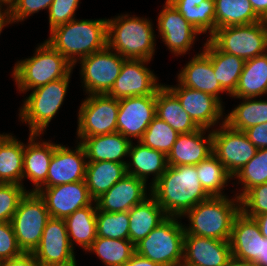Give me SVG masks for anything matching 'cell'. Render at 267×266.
I'll use <instances>...</instances> for the list:
<instances>
[{"mask_svg": "<svg viewBox=\"0 0 267 266\" xmlns=\"http://www.w3.org/2000/svg\"><path fill=\"white\" fill-rule=\"evenodd\" d=\"M168 216L182 217L210 196L201 186L196 165H168L150 187V194Z\"/></svg>", "mask_w": 267, "mask_h": 266, "instance_id": "obj_1", "label": "cell"}, {"mask_svg": "<svg viewBox=\"0 0 267 266\" xmlns=\"http://www.w3.org/2000/svg\"><path fill=\"white\" fill-rule=\"evenodd\" d=\"M50 31L47 41L74 67L77 61L107 46V19H74Z\"/></svg>", "mask_w": 267, "mask_h": 266, "instance_id": "obj_2", "label": "cell"}, {"mask_svg": "<svg viewBox=\"0 0 267 266\" xmlns=\"http://www.w3.org/2000/svg\"><path fill=\"white\" fill-rule=\"evenodd\" d=\"M241 211V201L236 196H211L201 201L182 217L187 216L189 227L184 225L185 234L230 241L235 217Z\"/></svg>", "mask_w": 267, "mask_h": 266, "instance_id": "obj_3", "label": "cell"}, {"mask_svg": "<svg viewBox=\"0 0 267 266\" xmlns=\"http://www.w3.org/2000/svg\"><path fill=\"white\" fill-rule=\"evenodd\" d=\"M155 34L149 19L128 14L107 19V46L125 59L151 61Z\"/></svg>", "mask_w": 267, "mask_h": 266, "instance_id": "obj_4", "label": "cell"}, {"mask_svg": "<svg viewBox=\"0 0 267 266\" xmlns=\"http://www.w3.org/2000/svg\"><path fill=\"white\" fill-rule=\"evenodd\" d=\"M72 64L47 41L36 47L32 57L17 61L12 76L22 93L66 77Z\"/></svg>", "mask_w": 267, "mask_h": 266, "instance_id": "obj_5", "label": "cell"}, {"mask_svg": "<svg viewBox=\"0 0 267 266\" xmlns=\"http://www.w3.org/2000/svg\"><path fill=\"white\" fill-rule=\"evenodd\" d=\"M179 218L168 216L146 238L135 244V252L161 266L182 264L185 229L183 223L178 222Z\"/></svg>", "mask_w": 267, "mask_h": 266, "instance_id": "obj_6", "label": "cell"}, {"mask_svg": "<svg viewBox=\"0 0 267 266\" xmlns=\"http://www.w3.org/2000/svg\"><path fill=\"white\" fill-rule=\"evenodd\" d=\"M70 72L66 77L32 89L20 108L19 118L29 125L30 133L43 134L66 96Z\"/></svg>", "mask_w": 267, "mask_h": 266, "instance_id": "obj_7", "label": "cell"}, {"mask_svg": "<svg viewBox=\"0 0 267 266\" xmlns=\"http://www.w3.org/2000/svg\"><path fill=\"white\" fill-rule=\"evenodd\" d=\"M209 39L225 53L253 59L267 52V21L218 28Z\"/></svg>", "mask_w": 267, "mask_h": 266, "instance_id": "obj_8", "label": "cell"}, {"mask_svg": "<svg viewBox=\"0 0 267 266\" xmlns=\"http://www.w3.org/2000/svg\"><path fill=\"white\" fill-rule=\"evenodd\" d=\"M50 218L44 200L38 193L28 190L10 221L23 252H33L39 245L44 227Z\"/></svg>", "mask_w": 267, "mask_h": 266, "instance_id": "obj_9", "label": "cell"}, {"mask_svg": "<svg viewBox=\"0 0 267 266\" xmlns=\"http://www.w3.org/2000/svg\"><path fill=\"white\" fill-rule=\"evenodd\" d=\"M119 99L108 94H92L84 99L78 112V137L117 132Z\"/></svg>", "mask_w": 267, "mask_h": 266, "instance_id": "obj_10", "label": "cell"}, {"mask_svg": "<svg viewBox=\"0 0 267 266\" xmlns=\"http://www.w3.org/2000/svg\"><path fill=\"white\" fill-rule=\"evenodd\" d=\"M125 60L108 46L80 59V74L86 94H108Z\"/></svg>", "mask_w": 267, "mask_h": 266, "instance_id": "obj_11", "label": "cell"}, {"mask_svg": "<svg viewBox=\"0 0 267 266\" xmlns=\"http://www.w3.org/2000/svg\"><path fill=\"white\" fill-rule=\"evenodd\" d=\"M220 128L212 130V151L227 172L234 176L256 154L257 148L244 131H238L220 123Z\"/></svg>", "mask_w": 267, "mask_h": 266, "instance_id": "obj_12", "label": "cell"}, {"mask_svg": "<svg viewBox=\"0 0 267 266\" xmlns=\"http://www.w3.org/2000/svg\"><path fill=\"white\" fill-rule=\"evenodd\" d=\"M32 253L39 266H72L77 262L64 219L47 221L40 243Z\"/></svg>", "mask_w": 267, "mask_h": 266, "instance_id": "obj_13", "label": "cell"}, {"mask_svg": "<svg viewBox=\"0 0 267 266\" xmlns=\"http://www.w3.org/2000/svg\"><path fill=\"white\" fill-rule=\"evenodd\" d=\"M149 62L144 59H126L108 95L115 99L156 95L162 84L158 83V77L145 66Z\"/></svg>", "mask_w": 267, "mask_h": 266, "instance_id": "obj_14", "label": "cell"}, {"mask_svg": "<svg viewBox=\"0 0 267 266\" xmlns=\"http://www.w3.org/2000/svg\"><path fill=\"white\" fill-rule=\"evenodd\" d=\"M36 193L44 200L51 218L64 219L76 210L95 202L85 180L53 187H40Z\"/></svg>", "mask_w": 267, "mask_h": 266, "instance_id": "obj_15", "label": "cell"}, {"mask_svg": "<svg viewBox=\"0 0 267 266\" xmlns=\"http://www.w3.org/2000/svg\"><path fill=\"white\" fill-rule=\"evenodd\" d=\"M156 116V95L133 96L119 99L117 132L131 140L142 138Z\"/></svg>", "mask_w": 267, "mask_h": 266, "instance_id": "obj_16", "label": "cell"}, {"mask_svg": "<svg viewBox=\"0 0 267 266\" xmlns=\"http://www.w3.org/2000/svg\"><path fill=\"white\" fill-rule=\"evenodd\" d=\"M166 87L178 98L183 109L199 128L209 130L219 123L220 118L223 120V104L217 98L205 92L184 87L180 83L178 86L166 85Z\"/></svg>", "mask_w": 267, "mask_h": 266, "instance_id": "obj_17", "label": "cell"}, {"mask_svg": "<svg viewBox=\"0 0 267 266\" xmlns=\"http://www.w3.org/2000/svg\"><path fill=\"white\" fill-rule=\"evenodd\" d=\"M86 159L84 147L80 142H78L74 150L61 144H55L46 182L41 187H53L84 181L87 165Z\"/></svg>", "mask_w": 267, "mask_h": 266, "instance_id": "obj_18", "label": "cell"}, {"mask_svg": "<svg viewBox=\"0 0 267 266\" xmlns=\"http://www.w3.org/2000/svg\"><path fill=\"white\" fill-rule=\"evenodd\" d=\"M157 22L162 41L177 56L187 53L192 48L196 35L200 34L168 0L165 1Z\"/></svg>", "mask_w": 267, "mask_h": 266, "instance_id": "obj_19", "label": "cell"}, {"mask_svg": "<svg viewBox=\"0 0 267 266\" xmlns=\"http://www.w3.org/2000/svg\"><path fill=\"white\" fill-rule=\"evenodd\" d=\"M231 256L230 241L184 236L183 266H225Z\"/></svg>", "mask_w": 267, "mask_h": 266, "instance_id": "obj_20", "label": "cell"}, {"mask_svg": "<svg viewBox=\"0 0 267 266\" xmlns=\"http://www.w3.org/2000/svg\"><path fill=\"white\" fill-rule=\"evenodd\" d=\"M146 185L145 181L127 174L95 200L97 208L114 213L129 211L148 198Z\"/></svg>", "mask_w": 267, "mask_h": 266, "instance_id": "obj_21", "label": "cell"}, {"mask_svg": "<svg viewBox=\"0 0 267 266\" xmlns=\"http://www.w3.org/2000/svg\"><path fill=\"white\" fill-rule=\"evenodd\" d=\"M264 242L265 238L255 219L240 211L234 219L230 237L232 256L255 262L263 258Z\"/></svg>", "mask_w": 267, "mask_h": 266, "instance_id": "obj_22", "label": "cell"}, {"mask_svg": "<svg viewBox=\"0 0 267 266\" xmlns=\"http://www.w3.org/2000/svg\"><path fill=\"white\" fill-rule=\"evenodd\" d=\"M208 129L179 134L171 151L167 155V164L171 166L197 165L207 159L212 151V131Z\"/></svg>", "mask_w": 267, "mask_h": 266, "instance_id": "obj_23", "label": "cell"}, {"mask_svg": "<svg viewBox=\"0 0 267 266\" xmlns=\"http://www.w3.org/2000/svg\"><path fill=\"white\" fill-rule=\"evenodd\" d=\"M179 72L178 82L182 86L210 94L223 103L219 95L227 92L217 81L211 60L203 51L196 54Z\"/></svg>", "mask_w": 267, "mask_h": 266, "instance_id": "obj_24", "label": "cell"}, {"mask_svg": "<svg viewBox=\"0 0 267 266\" xmlns=\"http://www.w3.org/2000/svg\"><path fill=\"white\" fill-rule=\"evenodd\" d=\"M84 147L87 162L113 161L126 164L123 157H128L132 140L115 132L91 137H78Z\"/></svg>", "mask_w": 267, "mask_h": 266, "instance_id": "obj_25", "label": "cell"}, {"mask_svg": "<svg viewBox=\"0 0 267 266\" xmlns=\"http://www.w3.org/2000/svg\"><path fill=\"white\" fill-rule=\"evenodd\" d=\"M42 134L29 133V143L24 148L23 179L28 178L35 188L30 192H36L45 182L55 144L52 142H39L36 139Z\"/></svg>", "mask_w": 267, "mask_h": 266, "instance_id": "obj_26", "label": "cell"}, {"mask_svg": "<svg viewBox=\"0 0 267 266\" xmlns=\"http://www.w3.org/2000/svg\"><path fill=\"white\" fill-rule=\"evenodd\" d=\"M137 143V145H133L132 142L130 145L128 156L131 160L126 163V172L145 182L152 174L154 178L150 182L149 187H151L166 171L167 156L160 151L144 146L139 141Z\"/></svg>", "mask_w": 267, "mask_h": 266, "instance_id": "obj_27", "label": "cell"}, {"mask_svg": "<svg viewBox=\"0 0 267 266\" xmlns=\"http://www.w3.org/2000/svg\"><path fill=\"white\" fill-rule=\"evenodd\" d=\"M203 52L211 60L217 81L231 96L237 88L245 60L221 51L209 38L204 44Z\"/></svg>", "mask_w": 267, "mask_h": 266, "instance_id": "obj_28", "label": "cell"}, {"mask_svg": "<svg viewBox=\"0 0 267 266\" xmlns=\"http://www.w3.org/2000/svg\"><path fill=\"white\" fill-rule=\"evenodd\" d=\"M129 240L135 245L163 222L168 215L150 195L144 202L135 205L128 211Z\"/></svg>", "mask_w": 267, "mask_h": 266, "instance_id": "obj_29", "label": "cell"}, {"mask_svg": "<svg viewBox=\"0 0 267 266\" xmlns=\"http://www.w3.org/2000/svg\"><path fill=\"white\" fill-rule=\"evenodd\" d=\"M156 116L164 120L178 134L199 129L183 109L178 98L165 85L156 92Z\"/></svg>", "mask_w": 267, "mask_h": 266, "instance_id": "obj_30", "label": "cell"}, {"mask_svg": "<svg viewBox=\"0 0 267 266\" xmlns=\"http://www.w3.org/2000/svg\"><path fill=\"white\" fill-rule=\"evenodd\" d=\"M267 94V52L245 61L234 98H256Z\"/></svg>", "mask_w": 267, "mask_h": 266, "instance_id": "obj_31", "label": "cell"}, {"mask_svg": "<svg viewBox=\"0 0 267 266\" xmlns=\"http://www.w3.org/2000/svg\"><path fill=\"white\" fill-rule=\"evenodd\" d=\"M25 144L9 134H0V181L23 185Z\"/></svg>", "mask_w": 267, "mask_h": 266, "instance_id": "obj_32", "label": "cell"}, {"mask_svg": "<svg viewBox=\"0 0 267 266\" xmlns=\"http://www.w3.org/2000/svg\"><path fill=\"white\" fill-rule=\"evenodd\" d=\"M126 175V164L113 161L87 162L85 182L91 197L96 200Z\"/></svg>", "mask_w": 267, "mask_h": 266, "instance_id": "obj_33", "label": "cell"}, {"mask_svg": "<svg viewBox=\"0 0 267 266\" xmlns=\"http://www.w3.org/2000/svg\"><path fill=\"white\" fill-rule=\"evenodd\" d=\"M94 203L95 205L92 203L64 218L69 242L73 249V244L76 243L87 250L97 237V205L96 202Z\"/></svg>", "mask_w": 267, "mask_h": 266, "instance_id": "obj_34", "label": "cell"}, {"mask_svg": "<svg viewBox=\"0 0 267 266\" xmlns=\"http://www.w3.org/2000/svg\"><path fill=\"white\" fill-rule=\"evenodd\" d=\"M215 31L227 26L245 25L262 19L255 13L249 0H214Z\"/></svg>", "mask_w": 267, "mask_h": 266, "instance_id": "obj_35", "label": "cell"}, {"mask_svg": "<svg viewBox=\"0 0 267 266\" xmlns=\"http://www.w3.org/2000/svg\"><path fill=\"white\" fill-rule=\"evenodd\" d=\"M243 102L224 117L230 128L245 131L248 128L267 122V101L255 98H241ZM255 99V100H254Z\"/></svg>", "mask_w": 267, "mask_h": 266, "instance_id": "obj_36", "label": "cell"}, {"mask_svg": "<svg viewBox=\"0 0 267 266\" xmlns=\"http://www.w3.org/2000/svg\"><path fill=\"white\" fill-rule=\"evenodd\" d=\"M86 251L94 252L105 266H124L134 255L135 245L130 240L96 237Z\"/></svg>", "mask_w": 267, "mask_h": 266, "instance_id": "obj_37", "label": "cell"}, {"mask_svg": "<svg viewBox=\"0 0 267 266\" xmlns=\"http://www.w3.org/2000/svg\"><path fill=\"white\" fill-rule=\"evenodd\" d=\"M198 178L205 192L211 196H225L222 190L233 177L227 172L218 158L211 154L196 165Z\"/></svg>", "mask_w": 267, "mask_h": 266, "instance_id": "obj_38", "label": "cell"}, {"mask_svg": "<svg viewBox=\"0 0 267 266\" xmlns=\"http://www.w3.org/2000/svg\"><path fill=\"white\" fill-rule=\"evenodd\" d=\"M183 18L189 22L200 34L207 33L209 36L215 32V2L204 0L199 6L191 4H172Z\"/></svg>", "mask_w": 267, "mask_h": 266, "instance_id": "obj_39", "label": "cell"}, {"mask_svg": "<svg viewBox=\"0 0 267 266\" xmlns=\"http://www.w3.org/2000/svg\"><path fill=\"white\" fill-rule=\"evenodd\" d=\"M242 185L241 199L251 188L267 182V149H257L255 156L234 176Z\"/></svg>", "mask_w": 267, "mask_h": 266, "instance_id": "obj_40", "label": "cell"}, {"mask_svg": "<svg viewBox=\"0 0 267 266\" xmlns=\"http://www.w3.org/2000/svg\"><path fill=\"white\" fill-rule=\"evenodd\" d=\"M178 135L164 120L155 116L139 142L167 156L176 142Z\"/></svg>", "mask_w": 267, "mask_h": 266, "instance_id": "obj_41", "label": "cell"}, {"mask_svg": "<svg viewBox=\"0 0 267 266\" xmlns=\"http://www.w3.org/2000/svg\"><path fill=\"white\" fill-rule=\"evenodd\" d=\"M129 215L124 212H104L97 208V237L129 240Z\"/></svg>", "mask_w": 267, "mask_h": 266, "instance_id": "obj_42", "label": "cell"}, {"mask_svg": "<svg viewBox=\"0 0 267 266\" xmlns=\"http://www.w3.org/2000/svg\"><path fill=\"white\" fill-rule=\"evenodd\" d=\"M28 191L23 185L15 183L0 184V222H10L20 200Z\"/></svg>", "mask_w": 267, "mask_h": 266, "instance_id": "obj_43", "label": "cell"}, {"mask_svg": "<svg viewBox=\"0 0 267 266\" xmlns=\"http://www.w3.org/2000/svg\"><path fill=\"white\" fill-rule=\"evenodd\" d=\"M241 211L248 217L267 212V182L251 188L241 199Z\"/></svg>", "mask_w": 267, "mask_h": 266, "instance_id": "obj_44", "label": "cell"}, {"mask_svg": "<svg viewBox=\"0 0 267 266\" xmlns=\"http://www.w3.org/2000/svg\"><path fill=\"white\" fill-rule=\"evenodd\" d=\"M54 0H13L9 5L10 22L15 23L24 21L34 13L40 10L50 8Z\"/></svg>", "mask_w": 267, "mask_h": 266, "instance_id": "obj_45", "label": "cell"}, {"mask_svg": "<svg viewBox=\"0 0 267 266\" xmlns=\"http://www.w3.org/2000/svg\"><path fill=\"white\" fill-rule=\"evenodd\" d=\"M80 0H54L49 8L50 30L75 19Z\"/></svg>", "mask_w": 267, "mask_h": 266, "instance_id": "obj_46", "label": "cell"}, {"mask_svg": "<svg viewBox=\"0 0 267 266\" xmlns=\"http://www.w3.org/2000/svg\"><path fill=\"white\" fill-rule=\"evenodd\" d=\"M22 253L11 222H0V262L17 257Z\"/></svg>", "mask_w": 267, "mask_h": 266, "instance_id": "obj_47", "label": "cell"}, {"mask_svg": "<svg viewBox=\"0 0 267 266\" xmlns=\"http://www.w3.org/2000/svg\"><path fill=\"white\" fill-rule=\"evenodd\" d=\"M244 132L257 149H267V122L254 125Z\"/></svg>", "mask_w": 267, "mask_h": 266, "instance_id": "obj_48", "label": "cell"}, {"mask_svg": "<svg viewBox=\"0 0 267 266\" xmlns=\"http://www.w3.org/2000/svg\"><path fill=\"white\" fill-rule=\"evenodd\" d=\"M0 266H39L32 252H23L21 255L0 262Z\"/></svg>", "mask_w": 267, "mask_h": 266, "instance_id": "obj_49", "label": "cell"}, {"mask_svg": "<svg viewBox=\"0 0 267 266\" xmlns=\"http://www.w3.org/2000/svg\"><path fill=\"white\" fill-rule=\"evenodd\" d=\"M124 266H161V265L135 252L134 255L131 257V259Z\"/></svg>", "mask_w": 267, "mask_h": 266, "instance_id": "obj_50", "label": "cell"}, {"mask_svg": "<svg viewBox=\"0 0 267 266\" xmlns=\"http://www.w3.org/2000/svg\"><path fill=\"white\" fill-rule=\"evenodd\" d=\"M255 13L262 19L267 21V0H249Z\"/></svg>", "mask_w": 267, "mask_h": 266, "instance_id": "obj_51", "label": "cell"}, {"mask_svg": "<svg viewBox=\"0 0 267 266\" xmlns=\"http://www.w3.org/2000/svg\"><path fill=\"white\" fill-rule=\"evenodd\" d=\"M3 5L5 8L3 9ZM3 9V10H2ZM3 11V12H2ZM8 24H11L10 22V12H9V4L3 2L0 0V35L1 32Z\"/></svg>", "mask_w": 267, "mask_h": 266, "instance_id": "obj_52", "label": "cell"}, {"mask_svg": "<svg viewBox=\"0 0 267 266\" xmlns=\"http://www.w3.org/2000/svg\"><path fill=\"white\" fill-rule=\"evenodd\" d=\"M254 219L259 225L262 236L267 239V212L255 216Z\"/></svg>", "mask_w": 267, "mask_h": 266, "instance_id": "obj_53", "label": "cell"}, {"mask_svg": "<svg viewBox=\"0 0 267 266\" xmlns=\"http://www.w3.org/2000/svg\"><path fill=\"white\" fill-rule=\"evenodd\" d=\"M225 266H256V264L254 262L231 256Z\"/></svg>", "mask_w": 267, "mask_h": 266, "instance_id": "obj_54", "label": "cell"}, {"mask_svg": "<svg viewBox=\"0 0 267 266\" xmlns=\"http://www.w3.org/2000/svg\"><path fill=\"white\" fill-rule=\"evenodd\" d=\"M256 266H267V239L265 238L263 248V258H258L255 262Z\"/></svg>", "mask_w": 267, "mask_h": 266, "instance_id": "obj_55", "label": "cell"}, {"mask_svg": "<svg viewBox=\"0 0 267 266\" xmlns=\"http://www.w3.org/2000/svg\"><path fill=\"white\" fill-rule=\"evenodd\" d=\"M171 4H191L199 6L204 0H168Z\"/></svg>", "mask_w": 267, "mask_h": 266, "instance_id": "obj_56", "label": "cell"}, {"mask_svg": "<svg viewBox=\"0 0 267 266\" xmlns=\"http://www.w3.org/2000/svg\"><path fill=\"white\" fill-rule=\"evenodd\" d=\"M1 1H3V2H5V3H7V4L10 5V3H11L13 0H1Z\"/></svg>", "mask_w": 267, "mask_h": 266, "instance_id": "obj_57", "label": "cell"}]
</instances>
